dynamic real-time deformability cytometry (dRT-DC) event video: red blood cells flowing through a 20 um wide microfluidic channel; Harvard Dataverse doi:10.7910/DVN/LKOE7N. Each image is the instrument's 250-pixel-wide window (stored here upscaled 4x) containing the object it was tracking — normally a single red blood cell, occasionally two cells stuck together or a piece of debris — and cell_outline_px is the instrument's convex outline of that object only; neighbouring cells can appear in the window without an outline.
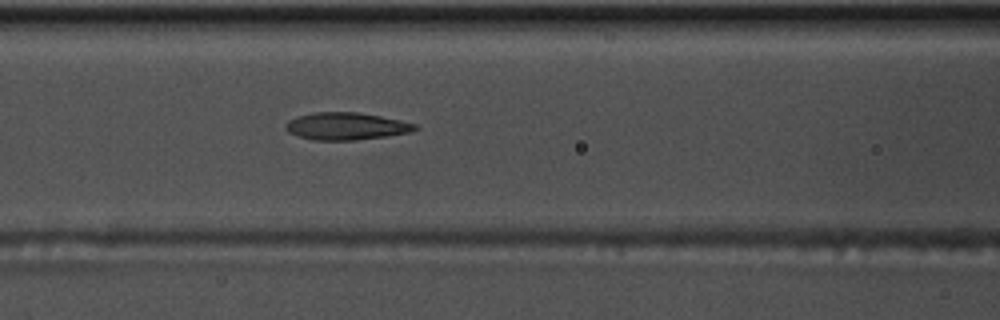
{"species": "common noctule bat (a hibernating species)", "species_latin": "Nyctalus noctula", "temperature_condition": "warm", "stored_images_in_passage": 46, "camera_frame_rate_fps": 3000, "um_per_image_px": 0.085, "animal": {"sex": "male", "body_mass_g": 17.5, "forearm_length_mm": 52.3}, "frame": {"image": 1, "passage_image": 14, "time_ms": 4.333, "image_size_px": [1000, 320], "cell_outline_px": [[420, 128], [412, 132], [356, 140], [312, 140], [288, 132], [284, 128], [288, 120], [296, 116], [312, 112], [356, 112], [380, 116], [400, 120], [416, 124]], "centroid_in_image_um": [29.41, 10.72], "position_along_channel_um": 137.2, "area_um2": 20.63}}
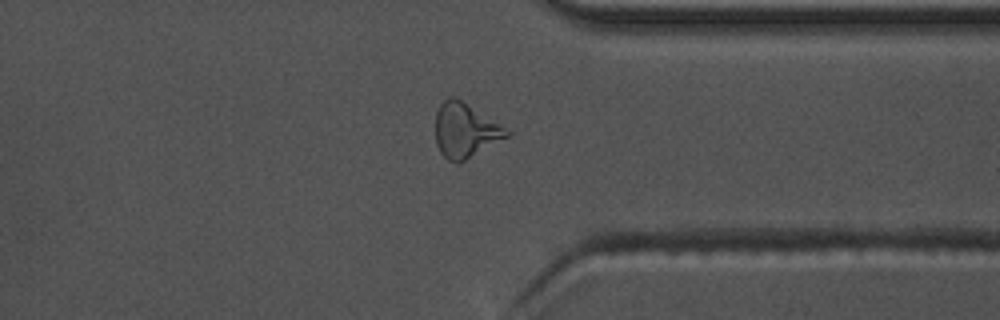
{"frame": {"image": 2, "passage_image": 33, "time_ms": 10.667, "image_size_px": [1000, 320], "cell_outline_px": [[512, 136], [460, 164], [456, 164], [448, 160], [440, 152], [436, 144], [436, 112], [440, 104], [444, 100], [452, 96], [456, 96], [512, 132]], "centroid_in_image_um": [39.57, 11.12], "position_along_channel_um": 371.8, "area_um2": 23.12}, "authors_computed_cell_mechanics": {"area_um2": 20.8947, "velocity_mm_per_s": 3.7536, "shape_relaxation_time_tau1_ms": null, "shape_relaxation_time_tau2_ms": 1.97, "deformation_change_tau1": null, "deformation_change_tau2": 0.1161}}